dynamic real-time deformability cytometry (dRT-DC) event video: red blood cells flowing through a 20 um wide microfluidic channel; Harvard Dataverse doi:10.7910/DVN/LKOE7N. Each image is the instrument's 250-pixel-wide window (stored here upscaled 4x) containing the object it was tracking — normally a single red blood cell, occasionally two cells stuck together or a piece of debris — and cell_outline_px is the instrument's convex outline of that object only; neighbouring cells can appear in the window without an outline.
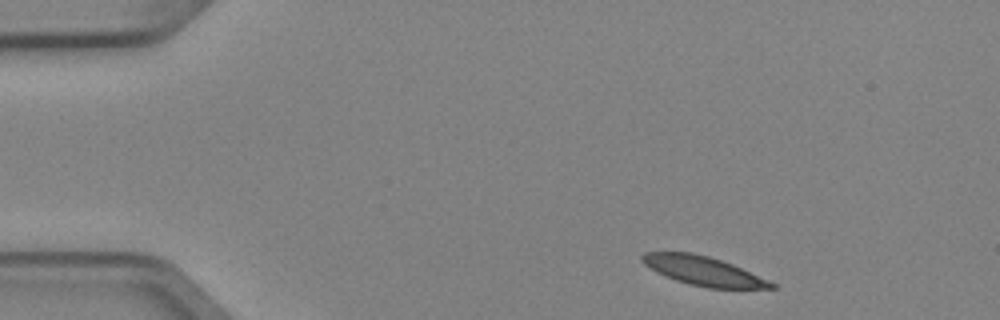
{"species": "Egyptian fruit bat (a non-hibernating species)", "species_latin": "Rousettus aegyptiacus", "temperature_condition": "cold", "stored_images_in_passage": 3, "camera_frame_rate_fps": 3000, "um_per_image_px": 0.085, "animal": {"sex": "female"}, "frame": {"image": 1, "passage_image": 1, "time_ms": 0.0, "image_size_px": [1000, 320], "cell_outline_px": [[776, 288], [708, 288], [688, 284], [676, 280], [656, 272], [644, 264], [640, 260], [640, 256], [644, 252], [692, 252], [708, 256], [732, 264], [768, 280], [776, 284]], "centroid_in_image_um": [59.74, 23.02], "position_along_channel_um": 25.3, "area_um2": 21.73}}